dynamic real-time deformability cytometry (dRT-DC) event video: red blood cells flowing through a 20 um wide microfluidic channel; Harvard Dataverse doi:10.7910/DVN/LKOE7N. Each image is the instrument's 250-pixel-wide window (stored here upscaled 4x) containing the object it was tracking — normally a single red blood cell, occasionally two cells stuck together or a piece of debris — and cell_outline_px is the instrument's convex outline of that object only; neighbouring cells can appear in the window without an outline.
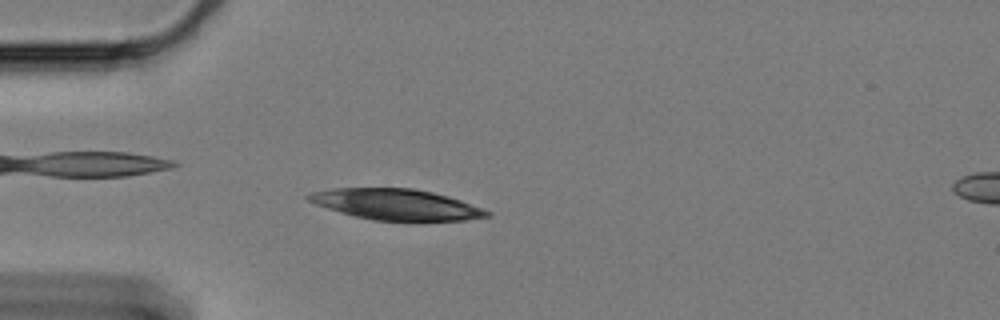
{"species": "Egyptian fruit bat (a non-hibernating species)", "species_latin": "Rousettus aegyptiacus", "temperature_condition": "cold", "stored_images_in_passage": 52, "camera_frame_rate_fps": 3000, "um_per_image_px": 0.085, "animal": {"sex": "female"}, "frame": {"image": 1, "passage_image": 14, "time_ms": 4.333, "image_size_px": [1000, 320], "cell_outline_px": [[492, 216], [464, 220], [372, 220], [340, 212], [316, 204], [308, 200], [304, 196], [312, 192], [332, 188], [412, 188], [432, 192], [448, 196], [460, 200], [492, 212]], "centroid_in_image_um": [33.67, 17.37], "position_along_channel_um": 51.3, "area_um2": 31.73}}
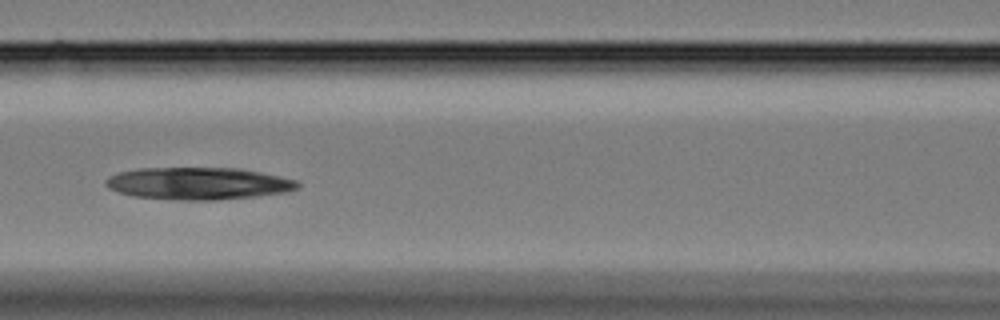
{"frame": {"image": 2, "passage_image": 24, "time_ms": 7.667, "image_size_px": [1000, 320], "cell_outline_px": [[300, 184], [296, 188], [288, 192], [256, 196], [216, 200], [176, 200], [132, 196], [108, 188], [104, 184], [104, 180], [120, 172], [140, 168], [236, 168], [260, 172], [280, 176], [296, 180]], "centroid_in_image_um": [16.85, 15.6], "position_along_channel_um": 149.7, "area_um2": 35.95}}
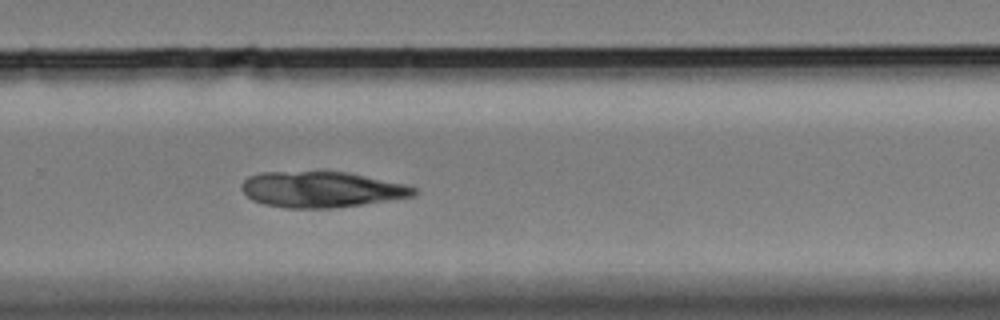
{"frame": {"image": 3, "passage_image": 38, "time_ms": 12.333, "image_size_px": [1000, 320], "cell_outline_px": [[416, 196], [332, 208], [284, 208], [264, 204], [252, 200], [240, 188], [240, 184], [248, 176], [260, 172], [348, 172], [404, 184], [416, 188]], "centroid_in_image_um": [27.28, 16.1], "position_along_channel_um": 302.5, "area_um2": 35.84}}